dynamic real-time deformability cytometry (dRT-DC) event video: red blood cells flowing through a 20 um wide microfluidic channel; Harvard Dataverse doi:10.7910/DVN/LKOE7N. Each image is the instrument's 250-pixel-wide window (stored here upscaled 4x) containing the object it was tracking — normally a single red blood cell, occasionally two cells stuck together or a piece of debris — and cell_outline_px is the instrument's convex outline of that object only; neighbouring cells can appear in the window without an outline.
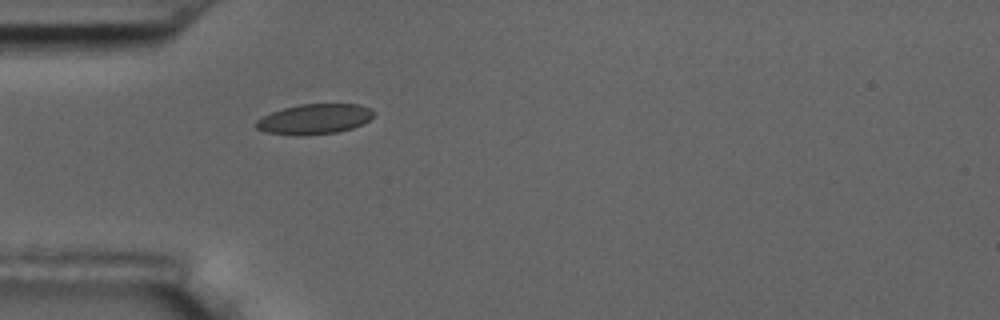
{"species": "common noctule bat (a hibernating species)", "species_latin": "Nyctalus noctula", "temperature_condition": "room temperature", "stored_images_in_passage": 4, "camera_frame_rate_fps": 3000, "um_per_image_px": 0.085, "animal": {"sex": "male", "body_mass_g": 17.5, "forearm_length_mm": 52.3}, "frame": {"image": 1, "passage_image": 4, "time_ms": 4.0, "image_size_px": [1000, 320], "cell_outline_px": [[376, 112], [368, 120], [352, 128], [336, 132], [300, 136], [296, 136], [268, 132], [256, 128], [256, 120], [272, 112], [284, 108], [300, 104], [360, 104]], "centroid_in_image_um": [26.72, 10.12], "position_along_channel_um": 58.3, "area_um2": 20.46}}